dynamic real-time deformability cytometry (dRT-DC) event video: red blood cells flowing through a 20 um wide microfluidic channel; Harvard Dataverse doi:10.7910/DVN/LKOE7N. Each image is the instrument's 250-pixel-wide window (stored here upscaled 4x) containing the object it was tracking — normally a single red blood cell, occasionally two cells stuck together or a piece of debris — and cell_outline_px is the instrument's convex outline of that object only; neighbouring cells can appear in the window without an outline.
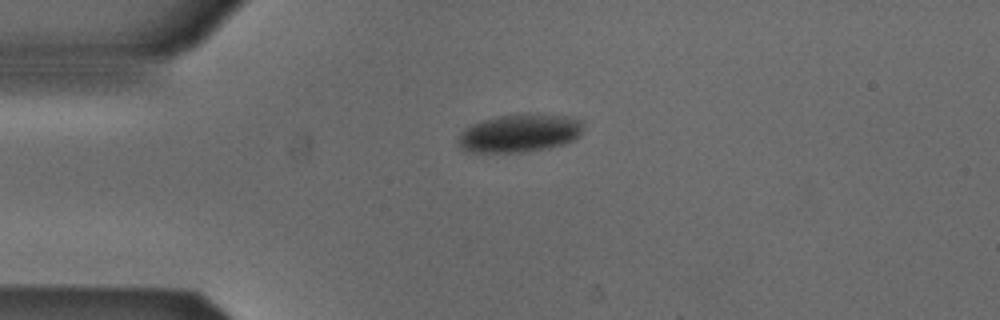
{"species": "Egyptian fruit bat (a non-hibernating species)", "species_latin": "Rousettus aegyptiacus", "temperature_condition": "cold", "stored_images_in_passage": 2, "camera_frame_rate_fps": 3000, "um_per_image_px": 0.085, "animal": {"sex": "male"}, "frame": {"image": 1, "passage_image": 2, "time_ms": 0.333, "image_size_px": [1000, 320], "cell_outline_px": [[584, 124], [580, 136], [564, 144], [548, 148], [520, 152], [468, 152], [460, 148], [456, 144], [456, 140], [460, 132], [472, 124], [496, 116], [568, 116], [580, 120]], "centroid_in_image_um": [44.11, 11.36], "position_along_channel_um": 40.9, "area_um2": 27.22}}